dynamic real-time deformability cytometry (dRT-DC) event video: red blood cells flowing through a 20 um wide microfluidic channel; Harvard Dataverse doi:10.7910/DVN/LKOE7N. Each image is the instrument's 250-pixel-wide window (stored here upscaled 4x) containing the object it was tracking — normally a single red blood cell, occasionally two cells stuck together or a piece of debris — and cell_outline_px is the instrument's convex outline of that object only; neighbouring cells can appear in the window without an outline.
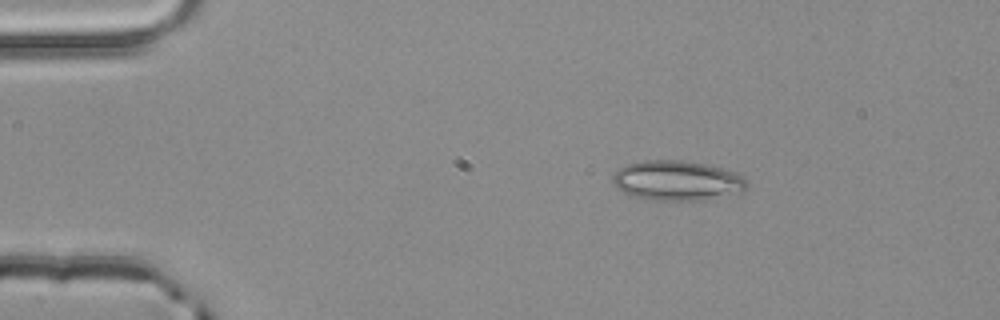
{"species": "common noctule bat (a hibernating species)", "species_latin": "Nyctalus noctula", "temperature_condition": "room temperature", "stored_images_in_passage": 2, "camera_frame_rate_fps": 3000, "um_per_image_px": 0.085, "animal": {"sex": "male", "body_mass_g": 20.4}, "frame": {"image": 1, "passage_image": 1, "time_ms": 0.0, "image_size_px": [1000, 320], "cell_outline_px": [[748, 184], [744, 192], [704, 200], [652, 200], [636, 196], [624, 192], [616, 188], [612, 180], [612, 176], [624, 164], [644, 160], [684, 160], [708, 164], [736, 172], [744, 176], [748, 180]], "centroid_in_image_um": [57.6, 15.34], "position_along_channel_um": 27.4, "area_um2": 31.56}}